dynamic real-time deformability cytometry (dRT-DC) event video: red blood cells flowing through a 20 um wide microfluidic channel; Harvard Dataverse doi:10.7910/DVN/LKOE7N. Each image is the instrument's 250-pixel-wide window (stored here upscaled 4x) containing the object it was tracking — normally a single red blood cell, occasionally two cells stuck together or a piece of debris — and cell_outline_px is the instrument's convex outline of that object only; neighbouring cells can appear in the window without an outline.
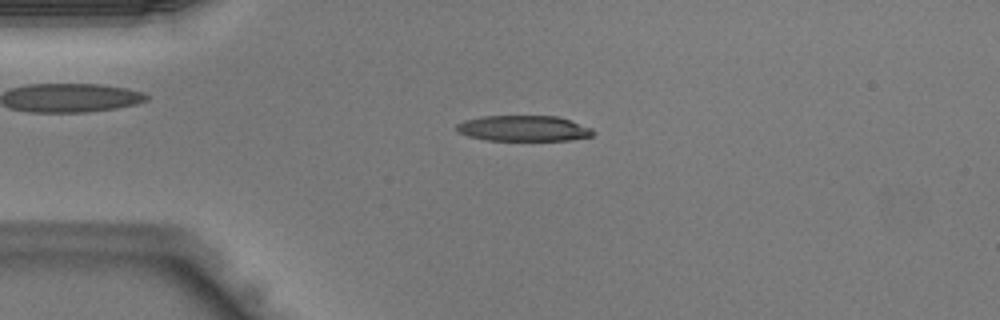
{"species": "Egyptian fruit bat (a non-hibernating species)", "species_latin": "Rousettus aegyptiacus", "temperature_condition": "warm", "stored_images_in_passage": 39, "camera_frame_rate_fps": 3000, "um_per_image_px": 0.085, "animal": {"sex": "male"}, "frame": {"image": 1, "passage_image": 6, "time_ms": 1.667, "image_size_px": [1000, 320], "cell_outline_px": [[596, 132], [592, 136], [572, 140], [484, 140], [468, 136], [456, 132], [456, 124], [464, 120], [480, 116], [556, 116], [592, 128]], "centroid_in_image_um": [44.47, 10.91], "position_along_channel_um": 40.5, "area_um2": 20.52}}
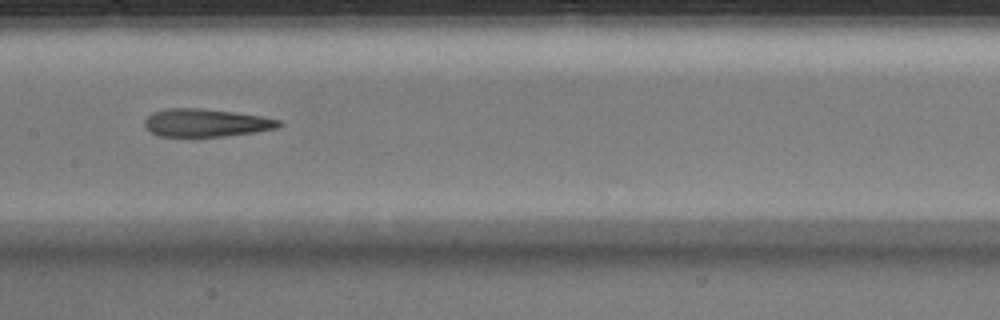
{"frame": {"image": 2, "passage_image": 17, "time_ms": 5.333, "image_size_px": [1000, 320], "cell_outline_px": [[284, 124], [276, 128], [256, 132], [224, 136], [160, 136], [144, 128], [144, 120], [152, 112], [164, 108], [200, 108], [232, 112], [260, 116], [280, 120]], "centroid_in_image_um": [17.48, 10.43], "position_along_channel_um": 189.9, "area_um2": 21.79}}
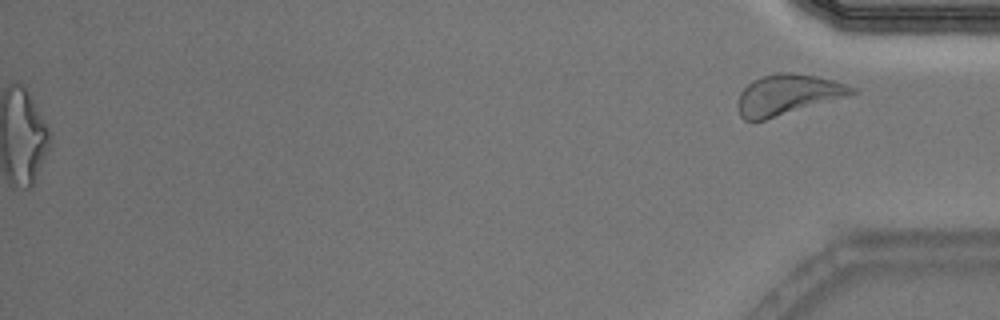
{"frame": {"image": 3, "passage_image": 39, "time_ms": 12.667, "image_size_px": [1000, 320], "cell_outline_px": [[860, 92], [764, 120], [744, 120], [740, 116], [736, 108], [736, 100], [740, 92], [752, 80], [776, 72], [788, 72], [816, 76], [832, 80], [856, 88]], "centroid_in_image_um": [66.89, 8.04], "position_along_channel_um": 368.3, "area_um2": 26.7}}